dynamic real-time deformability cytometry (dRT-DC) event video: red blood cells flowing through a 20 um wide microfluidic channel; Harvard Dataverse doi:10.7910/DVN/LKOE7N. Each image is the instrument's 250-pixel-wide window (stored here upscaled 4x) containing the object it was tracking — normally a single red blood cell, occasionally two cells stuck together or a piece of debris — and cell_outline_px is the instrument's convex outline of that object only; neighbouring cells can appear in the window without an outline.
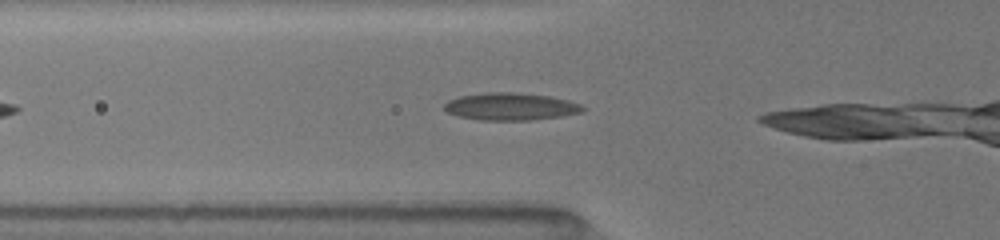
{"species": "common noctule bat (a hibernating species)", "species_latin": "Nyctalus noctula", "temperature_condition": "room temperature", "stored_images_in_passage": 5, "camera_frame_rate_fps": 3000, "um_per_image_px": 0.085, "animal": {"sex": "female", "body_mass_g": 19.5, "forearm_length_mm": 54.1}, "frame": {"image": 1, "passage_image": 3, "time_ms": 0.333, "image_size_px": [1000, 240], "cell_outline_px": [[584, 108], [580, 112], [560, 116], [532, 120], [480, 120], [460, 116], [448, 112], [444, 108], [444, 104], [448, 100], [460, 96], [488, 92], [512, 92], [548, 96], [580, 104]], "centroid_in_image_um": [43.35, 9.06], "position_along_channel_um": 82.4, "area_um2": 21.68}}